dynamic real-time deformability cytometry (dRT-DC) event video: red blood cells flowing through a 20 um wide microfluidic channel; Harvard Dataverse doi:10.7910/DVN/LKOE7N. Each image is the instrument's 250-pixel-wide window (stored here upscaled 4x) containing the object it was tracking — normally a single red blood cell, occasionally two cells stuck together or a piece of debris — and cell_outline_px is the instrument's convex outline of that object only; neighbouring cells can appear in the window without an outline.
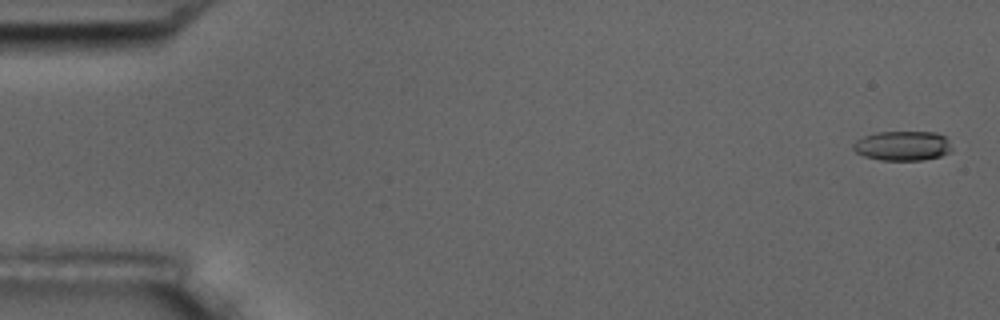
{"species": "common noctule bat (a hibernating species)", "species_latin": "Nyctalus noctula", "temperature_condition": "room temperature", "stored_images_in_passage": 16, "camera_frame_rate_fps": 3000, "um_per_image_px": 0.085, "animal": {"sex": "male", "body_mass_g": 17.5, "forearm_length_mm": 52.3}, "frame": {"image": 1, "passage_image": 1, "time_ms": 0.0, "image_size_px": [1000, 320], "cell_outline_px": [[952, 152], [940, 156], [924, 160], [880, 160], [864, 156], [856, 152], [852, 148], [852, 144], [856, 140], [864, 136], [876, 132], [936, 132], [944, 136], [952, 148]], "centroid_in_image_um": [76.71, 12.4], "position_along_channel_um": 8.3, "area_um2": 17.11}}
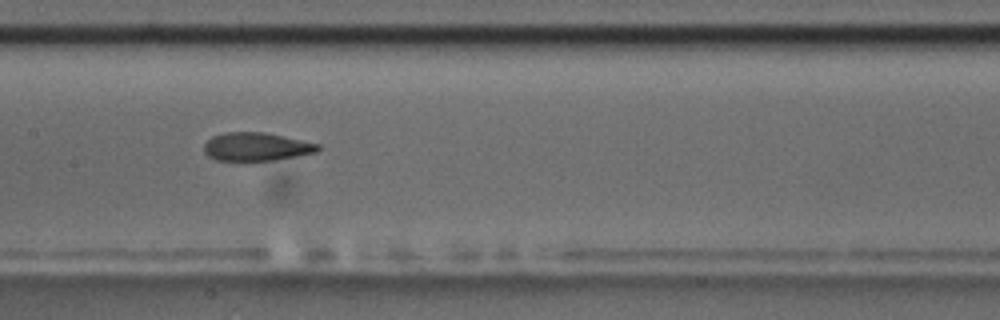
{"frame": {"image": 2, "passage_image": 9, "time_ms": 9.0, "image_size_px": [1000, 320], "cell_outline_px": [[320, 148], [316, 152], [296, 156], [272, 160], [244, 164], [216, 160], [208, 156], [204, 152], [204, 144], [212, 136], [224, 132], [264, 132], [320, 144]], "centroid_in_image_um": [21.72, 12.51], "position_along_channel_um": 185.7, "area_um2": 19.42}}
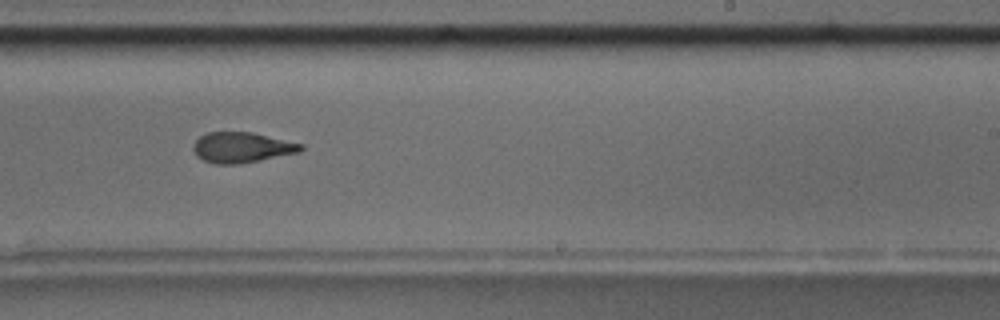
{"frame": {"image": 3, "passage_image": 11, "time_ms": 11.333, "image_size_px": [1000, 320], "cell_outline_px": [[304, 148], [300, 152], [240, 164], [212, 164], [196, 156], [192, 148], [192, 144], [200, 136], [208, 132], [252, 132], [304, 144]], "centroid_in_image_um": [20.54, 12.53], "position_along_channel_um": 268.5, "area_um2": 19.25}, "authors_computed_cell_mechanics": {"area_um2": 19.3341, "velocity_mm_per_s": 3.5657, "shape_relaxation_time_tau1_ms": 5.3185, "shape_relaxation_time_tau2_ms": 1.5489, "deformation_change_tau1": 0.1489, "deformation_change_tau2": 0.0837}}